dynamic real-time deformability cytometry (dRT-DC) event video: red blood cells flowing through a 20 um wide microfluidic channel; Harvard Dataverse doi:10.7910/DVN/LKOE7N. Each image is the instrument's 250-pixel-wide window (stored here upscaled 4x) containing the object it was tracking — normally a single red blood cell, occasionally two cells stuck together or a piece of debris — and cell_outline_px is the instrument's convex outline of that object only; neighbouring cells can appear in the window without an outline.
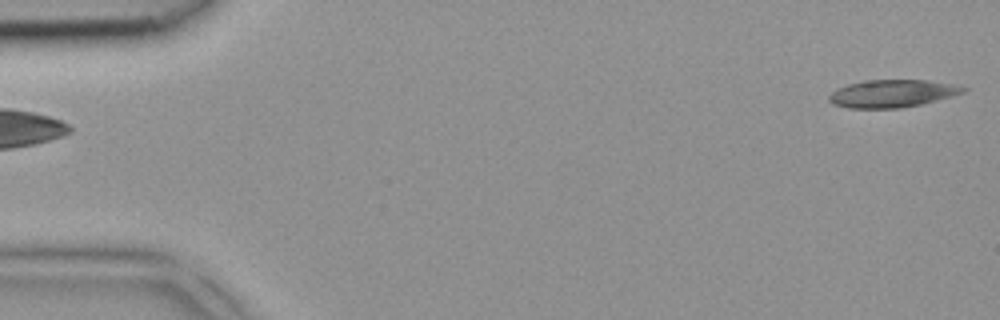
{"species": "common noctule bat (a hibernating species)", "species_latin": "Nyctalus noctula", "temperature_condition": "room temperature", "stored_images_in_passage": 4, "camera_frame_rate_fps": 3000, "um_per_image_px": 0.085, "animal": {"sex": "female", "body_mass_g": 18.4}, "frame": {"image": 1, "passage_image": 4, "time_ms": 1.0, "image_size_px": [1000, 320], "cell_outline_px": [[968, 88], [964, 92], [952, 96], [920, 104], [900, 108], [848, 108], [832, 104], [828, 100], [828, 96], [832, 92], [848, 84], [864, 80], [928, 80]], "centroid_in_image_um": [75.79, 7.95], "position_along_channel_um": 9.2, "area_um2": 21.33}}